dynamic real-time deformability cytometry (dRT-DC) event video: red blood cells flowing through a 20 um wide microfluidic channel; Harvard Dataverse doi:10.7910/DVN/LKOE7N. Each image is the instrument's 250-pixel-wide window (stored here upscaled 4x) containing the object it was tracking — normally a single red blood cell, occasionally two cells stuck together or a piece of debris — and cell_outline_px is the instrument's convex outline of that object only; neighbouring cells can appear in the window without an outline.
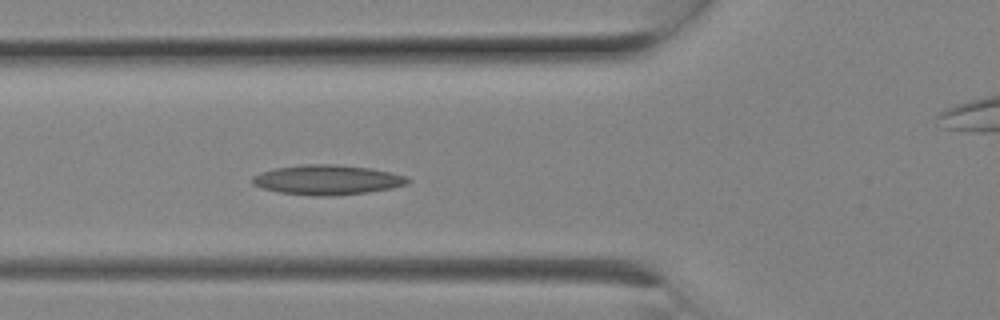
{"species": "Egyptian fruit bat (a non-hibernating species)", "species_latin": "Rousettus aegyptiacus", "temperature_condition": "room temperature", "stored_images_in_passage": 8, "camera_frame_rate_fps": 3000, "um_per_image_px": 0.085, "animal": {"sex": "female"}, "frame": {"image": 1, "passage_image": 7, "time_ms": 2.0, "image_size_px": [1000, 320], "cell_outline_px": [[412, 180], [408, 184], [392, 188], [368, 192], [332, 196], [312, 196], [280, 192], [260, 188], [252, 184], [252, 176], [260, 172], [272, 168], [304, 164], [336, 164], [372, 168], [392, 172], [408, 176]], "centroid_in_image_um": [27.83, 15.28], "position_along_channel_um": 98.0, "area_um2": 27.46}}